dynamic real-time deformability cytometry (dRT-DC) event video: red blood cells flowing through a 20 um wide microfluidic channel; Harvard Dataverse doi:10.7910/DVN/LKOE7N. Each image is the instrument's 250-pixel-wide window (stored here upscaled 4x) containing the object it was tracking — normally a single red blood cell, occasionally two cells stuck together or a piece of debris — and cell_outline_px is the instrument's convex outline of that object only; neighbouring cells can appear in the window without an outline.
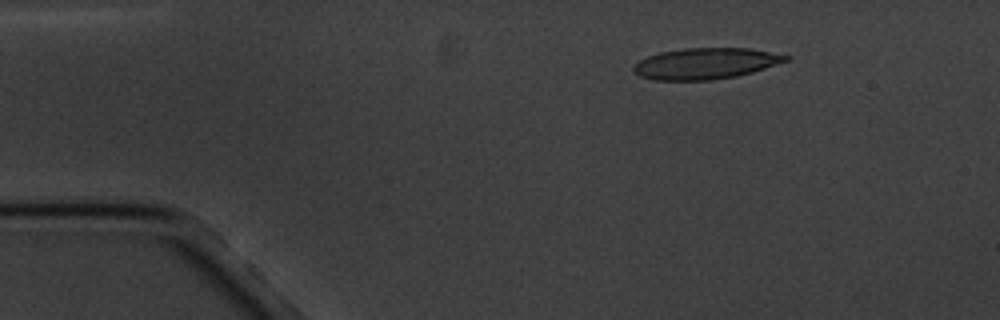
{"species": "common noctule bat (a hibernating species)", "species_latin": "Nyctalus noctula", "temperature_condition": "cold", "stored_images_in_passage": 6, "camera_frame_rate_fps": 3000, "um_per_image_px": 0.085, "animal": {"sex": "male", "body_mass_g": 20.1, "forearm_length_mm": 53.5}, "frame": {"image": 1, "passage_image": 3, "time_ms": 2.333, "image_size_px": [1000, 320], "cell_outline_px": [[792, 56], [788, 60], [752, 72], [736, 76], [712, 80], [652, 80], [640, 76], [632, 68], [640, 60], [648, 56], [660, 52], [684, 48], [752, 48]], "centroid_in_image_um": [59.99, 5.39], "position_along_channel_um": 25.0, "area_um2": 27.51}}
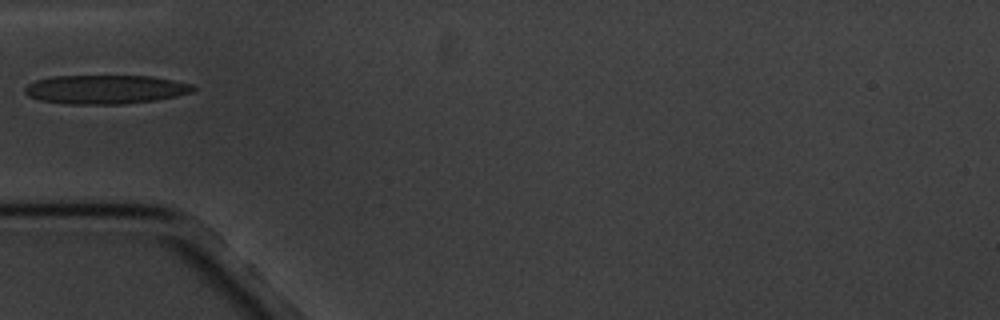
{"frame": {"image": 2, "passage_image": 6, "time_ms": 5.667, "image_size_px": [1000, 320], "cell_outline_px": [[196, 88], [192, 92], [176, 96], [156, 100], [124, 104], [64, 104], [40, 100], [28, 96], [24, 92], [24, 88], [28, 84], [36, 80], [52, 76], [152, 76], [176, 80], [192, 84]], "centroid_in_image_um": [8.97, 7.6], "position_along_channel_um": 76.0, "area_um2": 28.55}}